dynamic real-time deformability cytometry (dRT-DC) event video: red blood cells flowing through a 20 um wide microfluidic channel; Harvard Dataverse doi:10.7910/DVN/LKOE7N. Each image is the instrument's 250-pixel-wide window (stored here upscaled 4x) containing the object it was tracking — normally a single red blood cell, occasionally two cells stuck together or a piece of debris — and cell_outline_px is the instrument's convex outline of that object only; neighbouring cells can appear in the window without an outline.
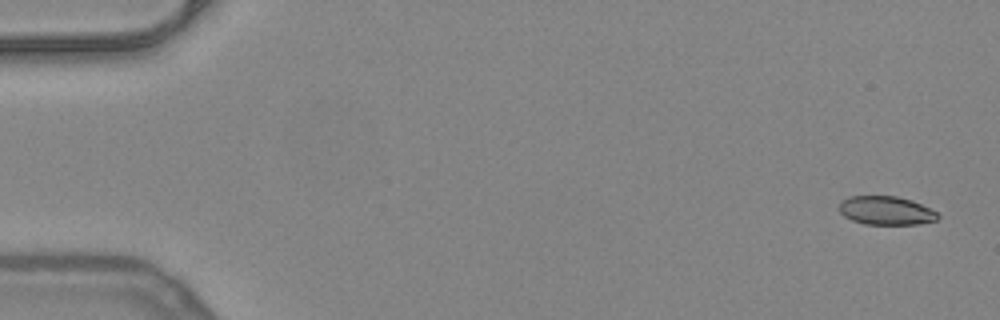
{"species": "common noctule bat (a hibernating species)", "species_latin": "Nyctalus noctula", "temperature_condition": "warm", "stored_images_in_passage": 52, "camera_frame_rate_fps": 3000, "um_per_image_px": 0.085, "animal": {"sex": "female", "body_mass_g": 24.6, "forearm_length_mm": 56.2}, "frame": {"image": 1, "passage_image": 2, "time_ms": 0.333, "image_size_px": [1000, 320], "cell_outline_px": [[940, 216], [936, 220], [920, 224], [864, 224], [852, 220], [844, 216], [840, 212], [840, 204], [848, 196], [896, 196], [912, 200], [936, 212]], "centroid_in_image_um": [75.31, 17.9], "position_along_channel_um": 9.7, "area_um2": 16.3}}
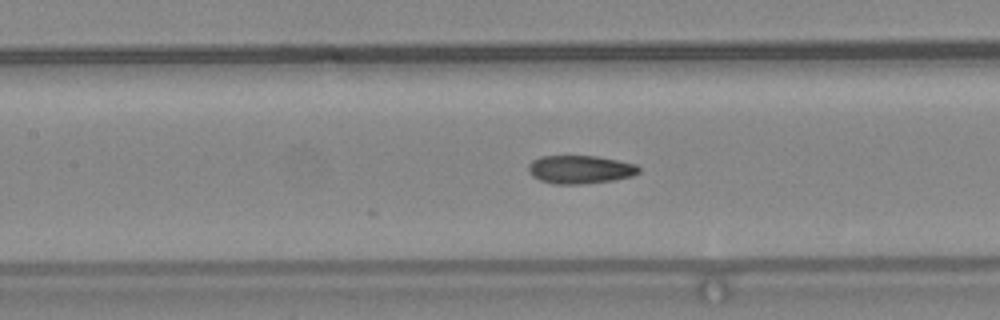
{"frame": {"image": 2, "passage_image": 24, "time_ms": 7.667, "image_size_px": [1000, 320], "cell_outline_px": [[640, 172], [632, 176], [616, 180], [580, 184], [556, 184], [540, 180], [532, 176], [528, 172], [528, 164], [532, 160], [540, 156], [596, 156], [636, 164], [640, 168]], "centroid_in_image_um": [49.3, 14.41], "position_along_channel_um": 158.1, "area_um2": 18.26}}
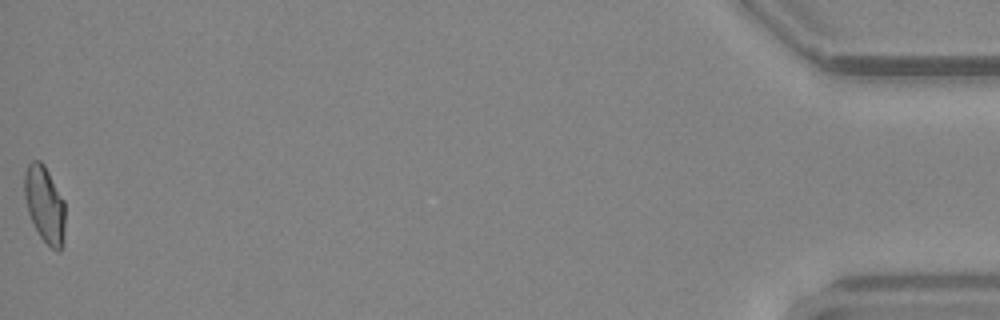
{"frame": {"image": 3, "passage_image": 52, "time_ms": 17.0, "image_size_px": [1000, 320], "cell_outline_px": [[64, 244], [60, 252], [52, 248], [40, 236], [28, 212], [24, 196], [24, 172], [28, 164], [32, 160], [40, 160], [44, 164], [64, 200]], "centroid_in_image_um": [3.8, 17.36], "position_along_channel_um": 431.4, "area_um2": 18.15}, "authors_computed_cell_mechanics": {"area_um2": 18.0047, "velocity_mm_per_s": 4.0109, "shape_relaxation_time_tau1_ms": null, "shape_relaxation_time_tau2_ms": 2.218, "deformation_change_tau1": null, "deformation_change_tau2": 0.0817}}